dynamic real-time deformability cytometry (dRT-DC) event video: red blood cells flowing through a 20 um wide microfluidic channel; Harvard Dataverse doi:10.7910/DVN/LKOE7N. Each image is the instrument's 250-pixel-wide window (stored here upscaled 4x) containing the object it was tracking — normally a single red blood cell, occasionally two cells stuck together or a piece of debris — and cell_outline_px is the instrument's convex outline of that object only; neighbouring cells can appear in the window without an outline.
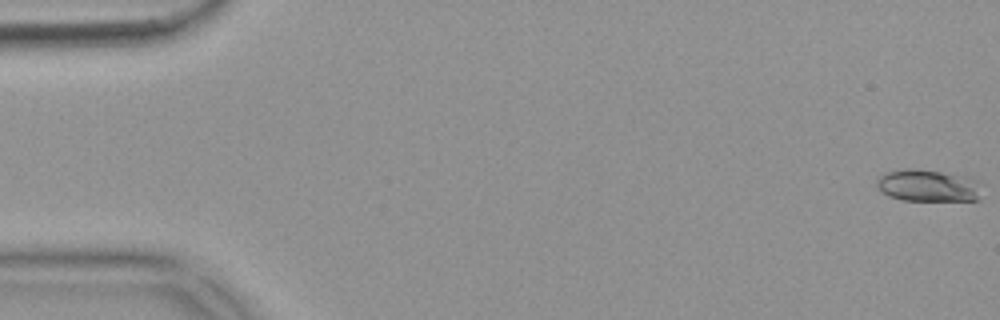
{"species": "common noctule bat (a hibernating species)", "species_latin": "Nyctalus noctula", "temperature_condition": "warm", "stored_images_in_passage": 55, "camera_frame_rate_fps": 3000, "um_per_image_px": 0.085, "animal": {"sex": "female", "body_mass_g": 18.4}, "frame": {"image": 1, "passage_image": 1, "time_ms": 0.0, "image_size_px": [1000, 320], "cell_outline_px": [[980, 200], [904, 200], [888, 196], [876, 184], [876, 180], [880, 176], [888, 172], [908, 168], [912, 168], [940, 172], [952, 176], [968, 188]], "centroid_in_image_um": [78.48, 15.8], "position_along_channel_um": 6.5, "area_um2": 17.22}}
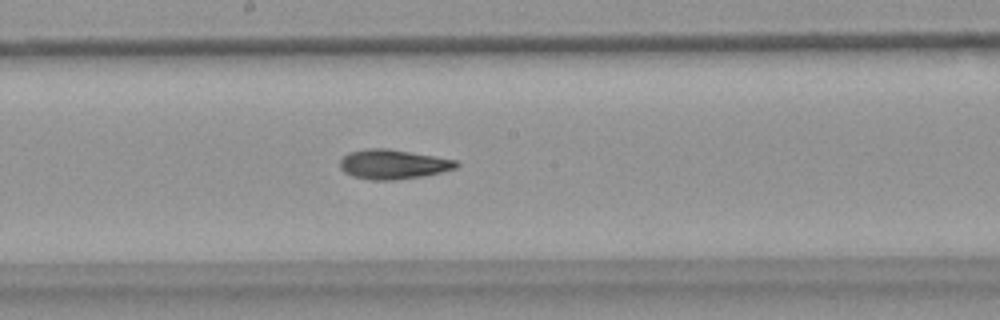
{"frame": {"image": 2, "passage_image": 30, "time_ms": 9.667, "image_size_px": [1000, 320], "cell_outline_px": [[460, 164], [456, 168], [424, 176], [396, 180], [372, 180], [352, 176], [344, 172], [340, 168], [340, 160], [348, 152], [368, 148], [388, 148], [456, 160]], "centroid_in_image_um": [33.39, 13.96], "position_along_channel_um": 214.8, "area_um2": 20.06}}
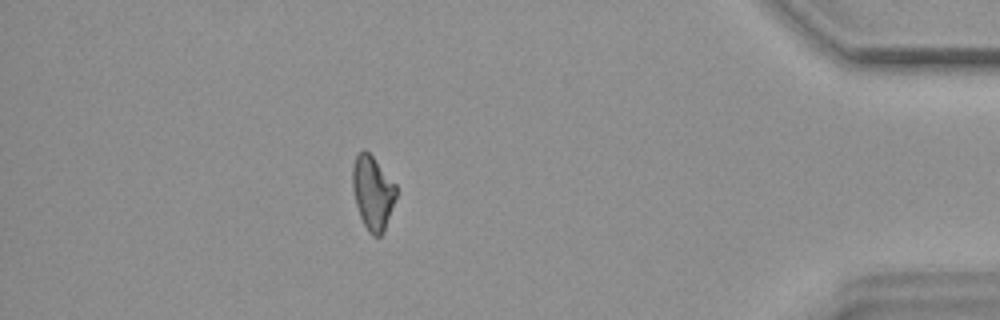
{"frame": {"image": 3, "passage_image": 49, "time_ms": 16.0, "image_size_px": [1000, 320], "cell_outline_px": [[396, 196], [384, 232], [380, 236], [372, 236], [368, 232], [360, 216], [356, 204], [352, 188], [352, 168], [356, 156], [364, 148], [372, 156], [396, 184]], "centroid_in_image_um": [31.67, 16.39], "position_along_channel_um": 403.5, "area_um2": 18.67}, "authors_computed_cell_mechanics": {"area_um2": 19.2474, "velocity_mm_per_s": 3.6961, "shape_relaxation_time_tau1_ms": null, "shape_relaxation_time_tau2_ms": 5.0054, "deformation_change_tau1": null, "deformation_change_tau2": 0.1018}}